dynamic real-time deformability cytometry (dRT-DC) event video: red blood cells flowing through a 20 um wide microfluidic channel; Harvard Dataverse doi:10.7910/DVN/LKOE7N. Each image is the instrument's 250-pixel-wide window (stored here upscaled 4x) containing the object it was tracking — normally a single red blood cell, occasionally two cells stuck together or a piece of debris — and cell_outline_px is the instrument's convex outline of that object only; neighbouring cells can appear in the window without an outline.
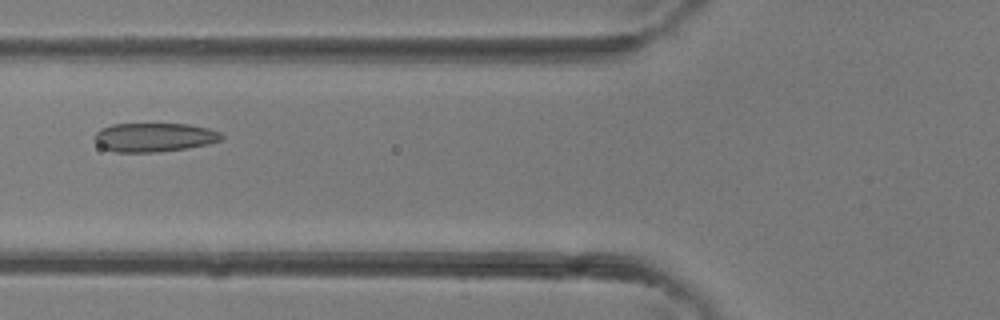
{"species": "common noctule bat (a hibernating species)", "species_latin": "Nyctalus noctula", "temperature_condition": "room temperature", "stored_images_in_passage": 5, "camera_frame_rate_fps": 3000, "um_per_image_px": 0.085, "animal": {"sex": "female"}, "frame": {"image": 1, "passage_image": 5, "time_ms": 1.333, "image_size_px": [1000, 320], "cell_outline_px": [[224, 140], [208, 144], [188, 148], [160, 152], [116, 152], [104, 148], [96, 144], [92, 136], [100, 128], [112, 124], [188, 124], [208, 128], [220, 132], [224, 136]], "centroid_in_image_um": [13.11, 11.67], "position_along_channel_um": 112.7, "area_um2": 21.68}}